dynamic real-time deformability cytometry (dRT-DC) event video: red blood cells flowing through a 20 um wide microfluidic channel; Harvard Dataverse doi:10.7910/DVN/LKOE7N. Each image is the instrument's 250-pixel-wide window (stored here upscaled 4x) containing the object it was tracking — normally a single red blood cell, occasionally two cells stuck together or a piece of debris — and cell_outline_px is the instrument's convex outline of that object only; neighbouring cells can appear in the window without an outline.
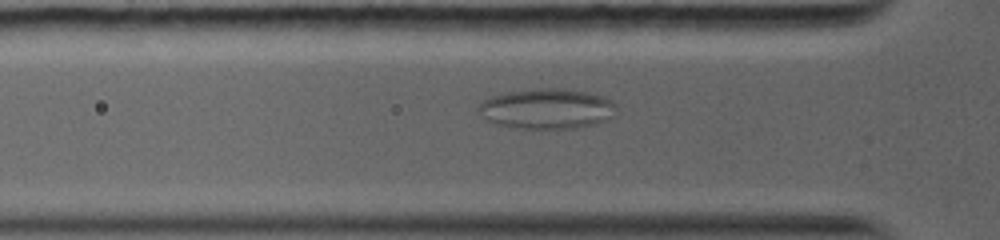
{"species": "common noctule bat (a hibernating species)", "species_latin": "Nyctalus noctula", "temperature_condition": "warm", "stored_images_in_passage": 29, "segment_of_instrument_passage": [1, 2], "camera_frame_rate_fps": 5000, "um_per_image_px": 0.085, "animal": {"sex": "female", "body_mass_g": 19.0, "forearm_length_mm": 56.7}, "frame": {"image": 1, "passage_image": 5, "time_ms": 1.8, "image_size_px": [1000, 240], "cell_outline_px": [[616, 116], [608, 120], [596, 124], [576, 128], [516, 128], [496, 124], [488, 120], [476, 112], [476, 108], [484, 100], [492, 96], [508, 92], [540, 88], [564, 88], [588, 92], [604, 96], [612, 100], [616, 104]], "centroid_in_image_um": [46.53, 9.24], "position_along_channel_um": 79.3, "area_um2": 32.71}}
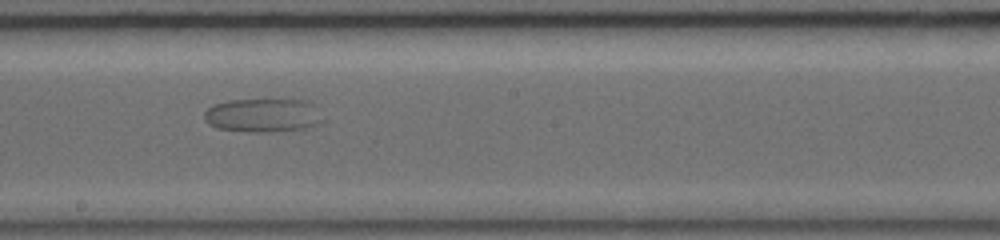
{"frame": {"image": 2, "passage_image": 15, "time_ms": 5.8, "image_size_px": [1000, 240], "cell_outline_px": [[324, 120], [320, 124], [308, 128], [264, 132], [252, 132], [216, 128], [208, 124], [204, 120], [204, 112], [212, 104], [228, 100], [304, 100], [312, 104]], "centroid_in_image_um": [22.32, 9.81], "position_along_channel_um": 225.9, "area_um2": 23.29}}
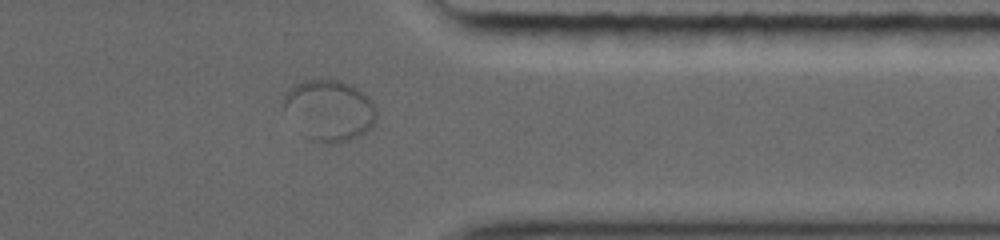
{"frame": {"image": 3, "passage_image": 26, "time_ms": 10.2, "image_size_px": [1000, 240], "cell_outline_px": [[376, 124], [372, 128], [348, 140], [336, 144], [324, 144], [312, 140], [304, 136], [284, 108], [284, 92], [288, 88], [304, 80], [340, 80], [352, 84], [368, 96], [372, 100], [376, 108]], "centroid_in_image_um": [28.02, 9.37], "position_along_channel_um": 383.4, "area_um2": 33.12}}